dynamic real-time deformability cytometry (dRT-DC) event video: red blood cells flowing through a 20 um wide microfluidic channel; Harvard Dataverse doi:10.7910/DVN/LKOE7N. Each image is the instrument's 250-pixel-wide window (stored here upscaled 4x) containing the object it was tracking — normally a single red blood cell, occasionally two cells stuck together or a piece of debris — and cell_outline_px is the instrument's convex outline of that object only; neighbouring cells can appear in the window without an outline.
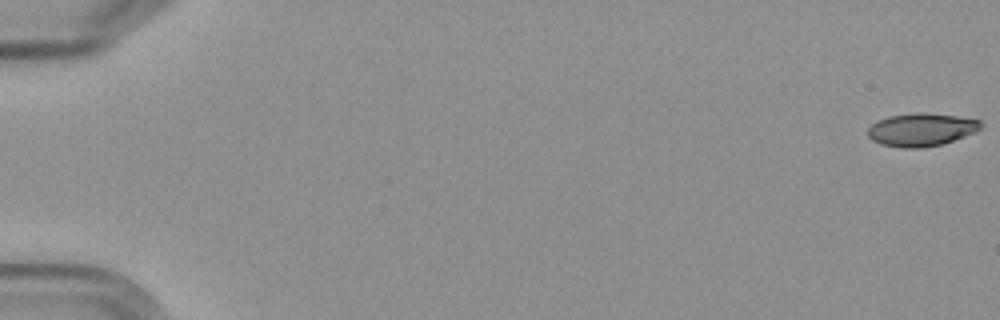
{"species": "Egyptian fruit bat (a non-hibernating species)", "species_latin": "Rousettus aegyptiacus", "temperature_condition": "cold", "stored_images_in_passage": 6, "camera_frame_rate_fps": 3000, "um_per_image_px": 0.085, "frame": {"image": 1, "passage_image": 1, "time_ms": 0.0, "image_size_px": [1000, 320], "cell_outline_px": [[980, 128], [976, 132], [940, 144], [924, 148], [900, 148], [880, 144], [872, 140], [868, 136], [868, 128], [872, 124], [888, 116], [920, 112], [924, 112], [956, 116], [980, 120]], "centroid_in_image_um": [78.28, 11.02], "position_along_channel_um": 6.7, "area_um2": 21.56}}
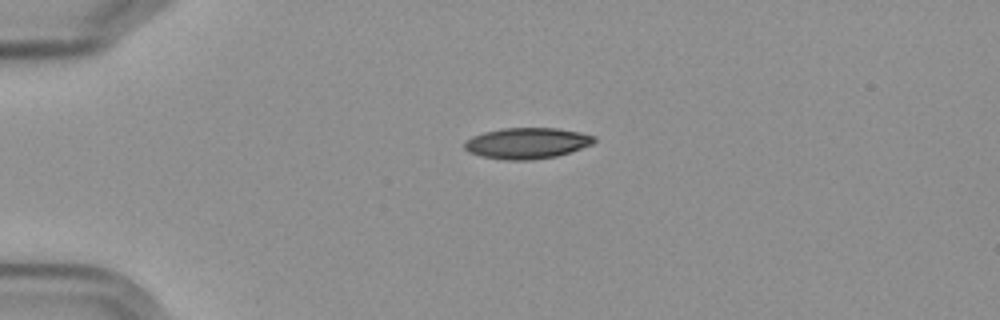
{"frame": {"image": 2, "passage_image": 5, "time_ms": 4.667, "image_size_px": [1000, 320], "cell_outline_px": [[596, 140], [592, 144], [556, 156], [532, 160], [504, 160], [480, 156], [468, 152], [464, 148], [464, 144], [472, 136], [484, 132], [504, 128], [556, 128], [580, 132], [596, 136]], "centroid_in_image_um": [44.78, 12.17], "position_along_channel_um": 40.2, "area_um2": 23.35}}